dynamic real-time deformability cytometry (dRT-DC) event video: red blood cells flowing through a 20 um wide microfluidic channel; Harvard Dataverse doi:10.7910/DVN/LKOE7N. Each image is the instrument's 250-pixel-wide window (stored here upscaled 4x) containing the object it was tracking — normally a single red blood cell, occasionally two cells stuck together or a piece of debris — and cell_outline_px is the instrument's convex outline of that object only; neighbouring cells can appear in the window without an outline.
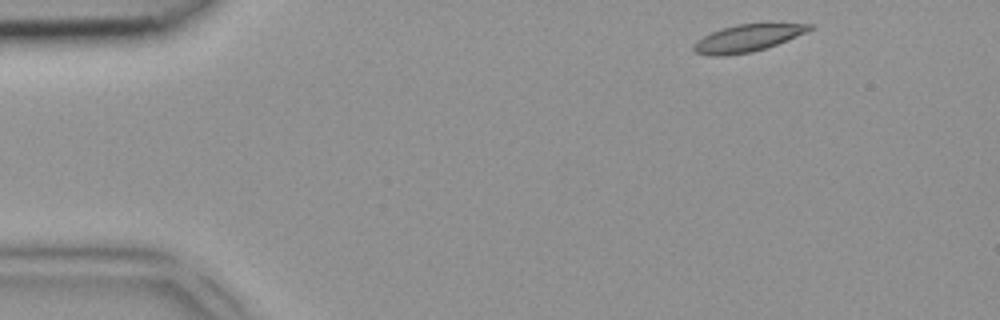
{"species": "common noctule bat (a hibernating species)", "species_latin": "Nyctalus noctula", "temperature_condition": "room temperature", "stored_images_in_passage": 42, "camera_frame_rate_fps": 3000, "um_per_image_px": 0.085, "animal": {"sex": "female", "body_mass_g": 18.4}, "frame": {"image": 1, "passage_image": 1, "time_ms": 0.0, "image_size_px": [1000, 320], "cell_outline_px": [[812, 28], [796, 36], [776, 44], [752, 52], [724, 56], [708, 56], [696, 52], [692, 48], [692, 44], [704, 36], [712, 32], [736, 24], [812, 24]], "centroid_in_image_um": [63.45, 3.26], "position_along_channel_um": 21.6, "area_um2": 17.86}}
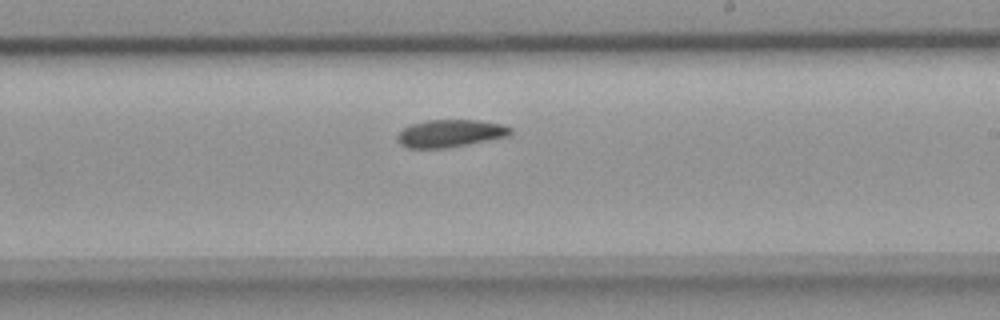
{"frame": {"image": 2, "passage_image": 23, "time_ms": 7.333, "image_size_px": [1000, 320], "cell_outline_px": [[512, 136], [468, 144], [444, 148], [408, 148], [400, 144], [396, 140], [396, 136], [404, 128], [412, 124], [428, 120], [476, 120], [504, 124], [512, 128]], "centroid_in_image_um": [38.31, 11.34], "position_along_channel_um": 250.7, "area_um2": 18.26}}
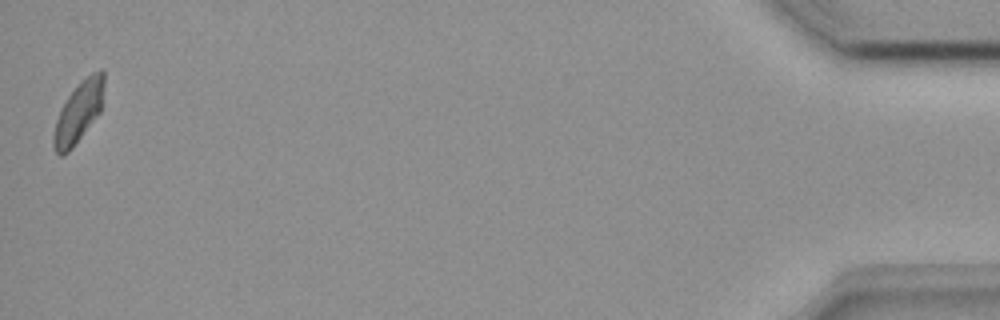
{"frame": {"image": 3, "passage_image": 42, "time_ms": 13.667, "image_size_px": [1000, 320], "cell_outline_px": [[104, 84], [100, 112], [72, 148], [68, 152], [60, 156], [56, 152], [52, 144], [52, 136], [56, 120], [60, 108], [68, 96], [92, 72], [100, 68], [104, 72]], "centroid_in_image_um": [6.66, 9.56], "position_along_channel_um": 428.5, "area_um2": 17.57}}